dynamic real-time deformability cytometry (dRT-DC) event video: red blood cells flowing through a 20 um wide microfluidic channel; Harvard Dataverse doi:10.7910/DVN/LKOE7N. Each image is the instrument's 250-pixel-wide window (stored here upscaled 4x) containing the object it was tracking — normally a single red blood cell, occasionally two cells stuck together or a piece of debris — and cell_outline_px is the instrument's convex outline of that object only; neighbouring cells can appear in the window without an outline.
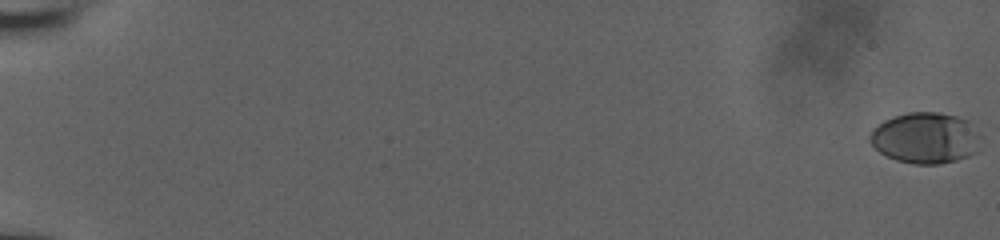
{"species": "human", "species_latin": "Homo sapiens", "temperature_condition": "room temperature", "stored_images_in_passage": 84, "camera_frame_rate_fps": 3000, "um_per_image_px": 0.085, "donor": {"sex": "male"}, "frame": {"image": 1, "passage_image": 1, "time_ms": 0.0, "image_size_px": [1000, 240], "cell_outline_px": [[980, 152], [956, 160], [940, 164], [912, 164], [896, 160], [880, 152], [868, 140], [868, 136], [884, 120], [892, 116], [908, 112], [940, 112], [956, 116], [968, 120], [980, 136]], "centroid_in_image_um": [78.7, 11.73], "position_along_channel_um": 6.3, "area_um2": 33.18}}
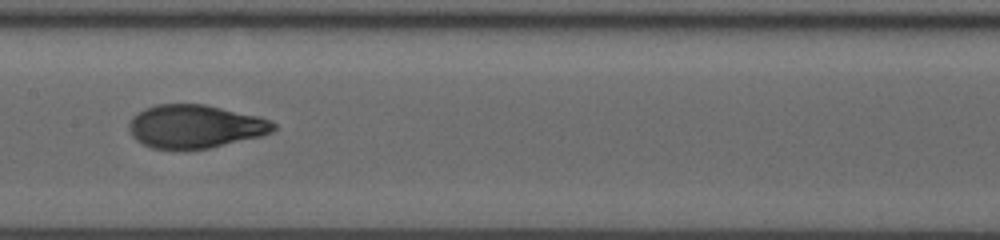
{"frame": {"image": 2, "passage_image": 44, "time_ms": 11.0, "image_size_px": [1000, 240], "cell_outline_px": [[276, 128], [272, 132], [260, 136], [208, 148], [152, 148], [136, 140], [132, 136], [128, 128], [128, 124], [132, 116], [144, 108], [156, 104], [204, 104], [256, 116], [268, 120], [276, 124]], "centroid_in_image_um": [16.54, 10.73], "position_along_channel_um": 190.9, "area_um2": 36.01}}
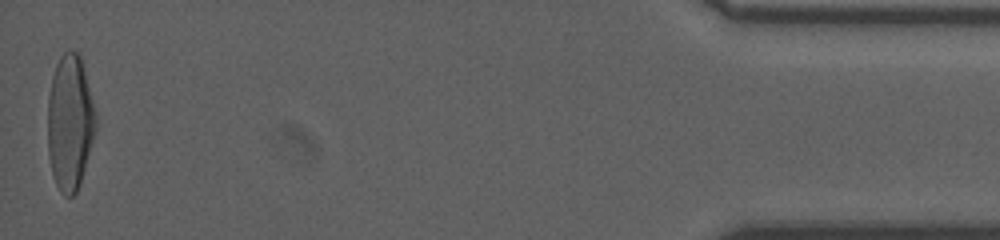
{"frame": {"image": 3, "passage_image": 84, "time_ms": 19.333, "image_size_px": [1000, 240], "cell_outline_px": [[96, 132], [80, 184], [76, 192], [72, 196], [64, 196], [60, 192], [52, 176], [48, 152], [48, 96], [52, 76], [56, 64], [60, 56], [68, 48], [76, 52], [80, 56], [96, 112]], "centroid_in_image_um": [5.94, 10.43], "position_along_channel_um": 429.3, "area_um2": 38.21}, "authors_computed_cell_mechanics": {"area_um2": 35.7782, "velocity_mm_per_s": 3.8422, "shape_relaxation_time_tau1_ms": 5.984, "shape_relaxation_time_tau2_ms": 0.7335, "deformation_change_tau1": 0.251, "deformation_change_tau2": 0.0615}}